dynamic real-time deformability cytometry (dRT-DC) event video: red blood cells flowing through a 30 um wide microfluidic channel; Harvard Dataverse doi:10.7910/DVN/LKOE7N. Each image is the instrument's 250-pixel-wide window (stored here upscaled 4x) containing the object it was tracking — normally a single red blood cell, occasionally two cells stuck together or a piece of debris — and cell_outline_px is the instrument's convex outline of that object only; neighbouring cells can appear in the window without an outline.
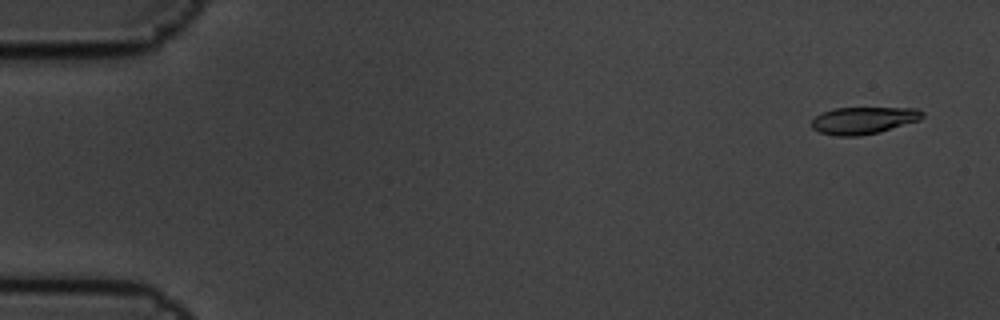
{"species": "common noctule bat (a hibernating species)", "species_latin": "Nyctalus noctula", "temperature_condition": "cold", "stored_images_in_passage": 5, "camera_frame_rate_fps": 3000, "um_per_image_px": 0.085, "animal": {"sex": "male", "body_mass_g": 19.5, "forearm_length_mm": 54.6}, "frame": {"image": 1, "passage_image": 1, "time_ms": 0.0, "image_size_px": [1000, 320], "cell_outline_px": [[924, 116], [920, 120], [880, 132], [860, 136], [836, 136], [820, 132], [812, 128], [812, 120], [816, 116], [824, 112], [836, 108], [916, 108], [924, 112]], "centroid_in_image_um": [73.43, 10.24], "position_along_channel_um": 11.6, "area_um2": 17.46}}
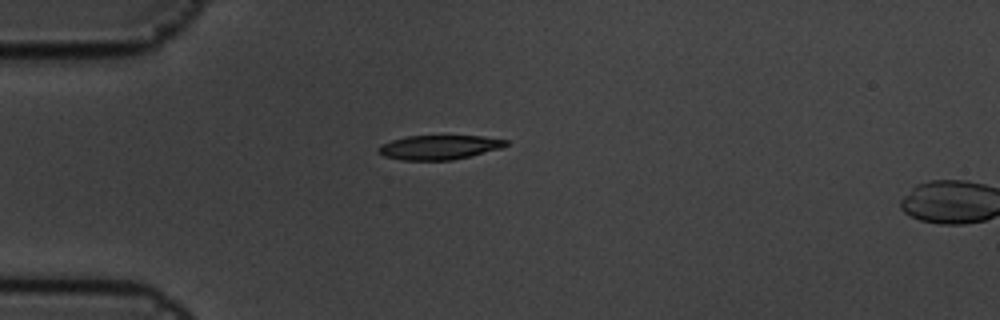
{"frame": {"image": 2, "passage_image": 4, "time_ms": 1.0, "image_size_px": [1000, 320], "cell_outline_px": [[508, 144], [500, 148], [452, 160], [400, 160], [384, 156], [376, 152], [376, 148], [380, 144], [392, 140], [408, 136], [484, 136], [508, 140]], "centroid_in_image_um": [37.26, 12.52], "position_along_channel_um": 47.7, "area_um2": 18.03}}